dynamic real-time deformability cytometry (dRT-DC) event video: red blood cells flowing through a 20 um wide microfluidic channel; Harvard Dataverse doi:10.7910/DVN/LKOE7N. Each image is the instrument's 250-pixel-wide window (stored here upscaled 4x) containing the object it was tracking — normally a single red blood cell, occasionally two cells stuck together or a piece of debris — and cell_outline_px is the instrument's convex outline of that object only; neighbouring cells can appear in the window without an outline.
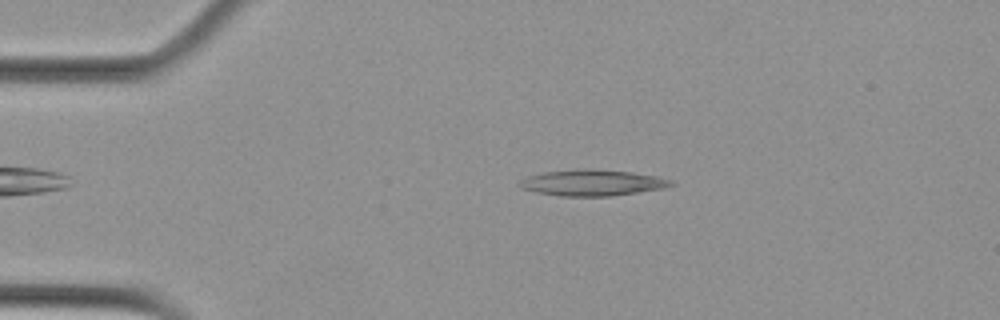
{"species": "Egyptian fruit bat (a non-hibernating species)", "species_latin": "Rousettus aegyptiacus", "temperature_condition": "cold", "stored_images_in_passage": 55, "camera_frame_rate_fps": 3000, "um_per_image_px": 0.085, "animal": {"sex": "female"}, "frame": {"image": 1, "passage_image": 11, "time_ms": 3.333, "image_size_px": [1000, 320], "cell_outline_px": [[676, 184], [664, 188], [608, 196], [560, 196], [536, 192], [524, 188], [516, 184], [520, 180], [528, 176], [544, 172], [632, 172], [656, 176], [672, 180]], "centroid_in_image_um": [50.37, 15.58], "position_along_channel_um": 34.6, "area_um2": 21.62}}
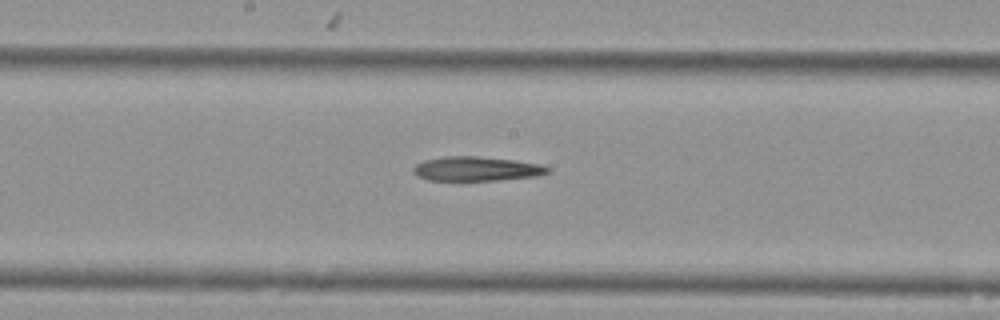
{"frame": {"image": 2, "passage_image": 29, "time_ms": 9.333, "image_size_px": [1000, 320], "cell_outline_px": [[552, 172], [536, 176], [460, 184], [428, 180], [416, 176], [412, 172], [412, 168], [416, 164], [424, 160], [444, 156], [476, 156], [512, 160], [540, 164], [552, 168]], "centroid_in_image_um": [40.43, 14.4], "position_along_channel_um": 207.8, "area_um2": 20.17}}
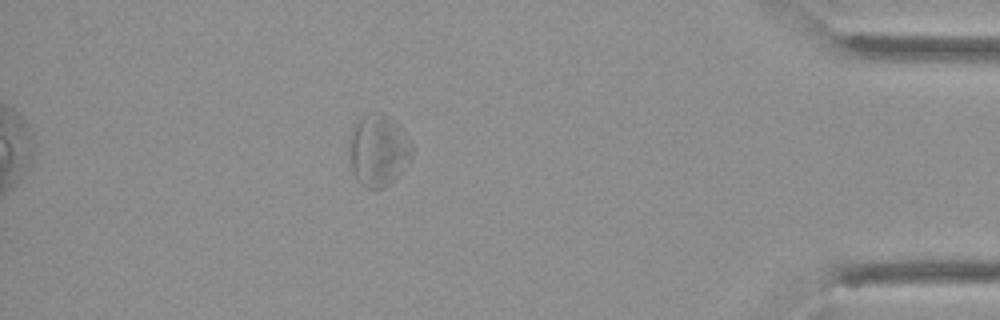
{"frame": {"image": 3, "passage_image": 49, "time_ms": 16.0, "image_size_px": [1000, 320], "cell_outline_px": [[412, 156], [396, 176], [384, 188], [368, 188], [360, 184], [352, 172], [348, 152], [348, 136], [356, 120], [368, 112], [384, 112], [396, 120], [400, 124], [412, 148]], "centroid_in_image_um": [32.1, 12.71], "position_along_channel_um": 403.1, "area_um2": 26.65}}